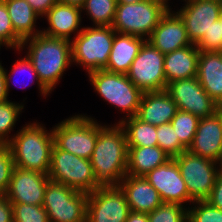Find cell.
I'll use <instances>...</instances> for the list:
<instances>
[{"label":"cell","instance_id":"4fadbf2b","mask_svg":"<svg viewBox=\"0 0 222 222\" xmlns=\"http://www.w3.org/2000/svg\"><path fill=\"white\" fill-rule=\"evenodd\" d=\"M165 91L178 110L190 112L199 119L211 116L221 108L202 88L197 77L171 81Z\"/></svg>","mask_w":222,"mask_h":222},{"label":"cell","instance_id":"d4e9b609","mask_svg":"<svg viewBox=\"0 0 222 222\" xmlns=\"http://www.w3.org/2000/svg\"><path fill=\"white\" fill-rule=\"evenodd\" d=\"M170 159L159 146L128 147L126 175L145 176Z\"/></svg>","mask_w":222,"mask_h":222},{"label":"cell","instance_id":"f1b7e54d","mask_svg":"<svg viewBox=\"0 0 222 222\" xmlns=\"http://www.w3.org/2000/svg\"><path fill=\"white\" fill-rule=\"evenodd\" d=\"M23 109L24 104L11 100L0 103V144H7L11 140L12 136L9 134L14 131Z\"/></svg>","mask_w":222,"mask_h":222},{"label":"cell","instance_id":"3957f363","mask_svg":"<svg viewBox=\"0 0 222 222\" xmlns=\"http://www.w3.org/2000/svg\"><path fill=\"white\" fill-rule=\"evenodd\" d=\"M46 129L43 123L34 121L12 135L7 144L15 166L48 174L54 137L52 129Z\"/></svg>","mask_w":222,"mask_h":222},{"label":"cell","instance_id":"9a60e30c","mask_svg":"<svg viewBox=\"0 0 222 222\" xmlns=\"http://www.w3.org/2000/svg\"><path fill=\"white\" fill-rule=\"evenodd\" d=\"M184 6L176 10L185 24L188 39L196 44L219 19L222 2L217 0H183Z\"/></svg>","mask_w":222,"mask_h":222},{"label":"cell","instance_id":"7dc6e473","mask_svg":"<svg viewBox=\"0 0 222 222\" xmlns=\"http://www.w3.org/2000/svg\"><path fill=\"white\" fill-rule=\"evenodd\" d=\"M220 169H221V171H222V161H221V163H220Z\"/></svg>","mask_w":222,"mask_h":222},{"label":"cell","instance_id":"f546056e","mask_svg":"<svg viewBox=\"0 0 222 222\" xmlns=\"http://www.w3.org/2000/svg\"><path fill=\"white\" fill-rule=\"evenodd\" d=\"M199 118L190 112L177 110L174 118L171 120L179 141L188 149L192 144L197 130Z\"/></svg>","mask_w":222,"mask_h":222},{"label":"cell","instance_id":"74e56055","mask_svg":"<svg viewBox=\"0 0 222 222\" xmlns=\"http://www.w3.org/2000/svg\"><path fill=\"white\" fill-rule=\"evenodd\" d=\"M195 45L199 51L222 52V30L219 20L213 22L208 33H205Z\"/></svg>","mask_w":222,"mask_h":222},{"label":"cell","instance_id":"603a6c76","mask_svg":"<svg viewBox=\"0 0 222 222\" xmlns=\"http://www.w3.org/2000/svg\"><path fill=\"white\" fill-rule=\"evenodd\" d=\"M146 39L115 32L107 71L126 74Z\"/></svg>","mask_w":222,"mask_h":222},{"label":"cell","instance_id":"8992f818","mask_svg":"<svg viewBox=\"0 0 222 222\" xmlns=\"http://www.w3.org/2000/svg\"><path fill=\"white\" fill-rule=\"evenodd\" d=\"M165 0L118 3L112 28L117 33L148 39L162 16L171 7Z\"/></svg>","mask_w":222,"mask_h":222},{"label":"cell","instance_id":"8d00e7d4","mask_svg":"<svg viewBox=\"0 0 222 222\" xmlns=\"http://www.w3.org/2000/svg\"><path fill=\"white\" fill-rule=\"evenodd\" d=\"M14 166L8 144H0V195H4L9 187Z\"/></svg>","mask_w":222,"mask_h":222},{"label":"cell","instance_id":"8fae6325","mask_svg":"<svg viewBox=\"0 0 222 222\" xmlns=\"http://www.w3.org/2000/svg\"><path fill=\"white\" fill-rule=\"evenodd\" d=\"M164 57L165 54L146 40L126 73L127 77L142 92L165 90Z\"/></svg>","mask_w":222,"mask_h":222},{"label":"cell","instance_id":"b9f144b4","mask_svg":"<svg viewBox=\"0 0 222 222\" xmlns=\"http://www.w3.org/2000/svg\"><path fill=\"white\" fill-rule=\"evenodd\" d=\"M6 68L2 66L0 62V103L8 101V93L6 89V78H5Z\"/></svg>","mask_w":222,"mask_h":222},{"label":"cell","instance_id":"30bf717a","mask_svg":"<svg viewBox=\"0 0 222 222\" xmlns=\"http://www.w3.org/2000/svg\"><path fill=\"white\" fill-rule=\"evenodd\" d=\"M185 181L190 197L194 201L206 200L220 172V163L192 154L188 150L174 157Z\"/></svg>","mask_w":222,"mask_h":222},{"label":"cell","instance_id":"f6af8a7d","mask_svg":"<svg viewBox=\"0 0 222 222\" xmlns=\"http://www.w3.org/2000/svg\"><path fill=\"white\" fill-rule=\"evenodd\" d=\"M145 0H117V3H137Z\"/></svg>","mask_w":222,"mask_h":222},{"label":"cell","instance_id":"83f0119b","mask_svg":"<svg viewBox=\"0 0 222 222\" xmlns=\"http://www.w3.org/2000/svg\"><path fill=\"white\" fill-rule=\"evenodd\" d=\"M117 0H86L82 12H86L93 26H112Z\"/></svg>","mask_w":222,"mask_h":222},{"label":"cell","instance_id":"5b68a950","mask_svg":"<svg viewBox=\"0 0 222 222\" xmlns=\"http://www.w3.org/2000/svg\"><path fill=\"white\" fill-rule=\"evenodd\" d=\"M87 75L94 91L107 103L124 112L125 116L118 123L136 116L143 92L126 74L101 69L89 72Z\"/></svg>","mask_w":222,"mask_h":222},{"label":"cell","instance_id":"60d3db41","mask_svg":"<svg viewBox=\"0 0 222 222\" xmlns=\"http://www.w3.org/2000/svg\"><path fill=\"white\" fill-rule=\"evenodd\" d=\"M31 7L43 17L57 2L58 0H26Z\"/></svg>","mask_w":222,"mask_h":222},{"label":"cell","instance_id":"6da1fadb","mask_svg":"<svg viewBox=\"0 0 222 222\" xmlns=\"http://www.w3.org/2000/svg\"><path fill=\"white\" fill-rule=\"evenodd\" d=\"M27 46V47H25ZM26 49L39 80L52 93L62 79L63 73L72 65L71 41L51 37L42 32L26 38L16 51Z\"/></svg>","mask_w":222,"mask_h":222},{"label":"cell","instance_id":"52a82bcc","mask_svg":"<svg viewBox=\"0 0 222 222\" xmlns=\"http://www.w3.org/2000/svg\"><path fill=\"white\" fill-rule=\"evenodd\" d=\"M48 177L76 191L89 194L102 185L96 180L91 161L52 147Z\"/></svg>","mask_w":222,"mask_h":222},{"label":"cell","instance_id":"7402d4cb","mask_svg":"<svg viewBox=\"0 0 222 222\" xmlns=\"http://www.w3.org/2000/svg\"><path fill=\"white\" fill-rule=\"evenodd\" d=\"M196 77L206 93L222 108V52L200 51Z\"/></svg>","mask_w":222,"mask_h":222},{"label":"cell","instance_id":"44dd1931","mask_svg":"<svg viewBox=\"0 0 222 222\" xmlns=\"http://www.w3.org/2000/svg\"><path fill=\"white\" fill-rule=\"evenodd\" d=\"M177 110L176 103L165 90L143 92L136 117L157 127L170 123Z\"/></svg>","mask_w":222,"mask_h":222},{"label":"cell","instance_id":"f35d334b","mask_svg":"<svg viewBox=\"0 0 222 222\" xmlns=\"http://www.w3.org/2000/svg\"><path fill=\"white\" fill-rule=\"evenodd\" d=\"M211 206L222 210V171L218 173L215 185L211 190L209 197L205 200Z\"/></svg>","mask_w":222,"mask_h":222},{"label":"cell","instance_id":"7a4b0ae2","mask_svg":"<svg viewBox=\"0 0 222 222\" xmlns=\"http://www.w3.org/2000/svg\"><path fill=\"white\" fill-rule=\"evenodd\" d=\"M96 180L102 186L119 185L126 176L128 146L126 134L119 123H99V134L91 156Z\"/></svg>","mask_w":222,"mask_h":222},{"label":"cell","instance_id":"4316f807","mask_svg":"<svg viewBox=\"0 0 222 222\" xmlns=\"http://www.w3.org/2000/svg\"><path fill=\"white\" fill-rule=\"evenodd\" d=\"M119 124L125 131L128 147L158 146L156 126L136 116L122 120Z\"/></svg>","mask_w":222,"mask_h":222},{"label":"cell","instance_id":"cb8c5ba5","mask_svg":"<svg viewBox=\"0 0 222 222\" xmlns=\"http://www.w3.org/2000/svg\"><path fill=\"white\" fill-rule=\"evenodd\" d=\"M200 51L195 44L165 54L164 71L167 84L196 77Z\"/></svg>","mask_w":222,"mask_h":222},{"label":"cell","instance_id":"9c48e42d","mask_svg":"<svg viewBox=\"0 0 222 222\" xmlns=\"http://www.w3.org/2000/svg\"><path fill=\"white\" fill-rule=\"evenodd\" d=\"M87 199L88 194L50 180L42 206L49 222H86Z\"/></svg>","mask_w":222,"mask_h":222},{"label":"cell","instance_id":"7bdbcfd3","mask_svg":"<svg viewBox=\"0 0 222 222\" xmlns=\"http://www.w3.org/2000/svg\"><path fill=\"white\" fill-rule=\"evenodd\" d=\"M125 222H149L147 213L130 211Z\"/></svg>","mask_w":222,"mask_h":222},{"label":"cell","instance_id":"ac0fdd59","mask_svg":"<svg viewBox=\"0 0 222 222\" xmlns=\"http://www.w3.org/2000/svg\"><path fill=\"white\" fill-rule=\"evenodd\" d=\"M147 41L163 54L192 45L183 20L171 7L162 16Z\"/></svg>","mask_w":222,"mask_h":222},{"label":"cell","instance_id":"836d02e7","mask_svg":"<svg viewBox=\"0 0 222 222\" xmlns=\"http://www.w3.org/2000/svg\"><path fill=\"white\" fill-rule=\"evenodd\" d=\"M22 39L15 33L7 7L0 1V43L6 48L19 49Z\"/></svg>","mask_w":222,"mask_h":222},{"label":"cell","instance_id":"d590c367","mask_svg":"<svg viewBox=\"0 0 222 222\" xmlns=\"http://www.w3.org/2000/svg\"><path fill=\"white\" fill-rule=\"evenodd\" d=\"M192 204L188 206L187 222H222L221 209L211 206L205 200L194 201Z\"/></svg>","mask_w":222,"mask_h":222},{"label":"cell","instance_id":"e575fe53","mask_svg":"<svg viewBox=\"0 0 222 222\" xmlns=\"http://www.w3.org/2000/svg\"><path fill=\"white\" fill-rule=\"evenodd\" d=\"M13 222H49L47 211L42 205L11 203Z\"/></svg>","mask_w":222,"mask_h":222},{"label":"cell","instance_id":"d6986e66","mask_svg":"<svg viewBox=\"0 0 222 222\" xmlns=\"http://www.w3.org/2000/svg\"><path fill=\"white\" fill-rule=\"evenodd\" d=\"M82 10L79 7L57 2L42 18L46 17L48 28L41 30L45 35L72 40L82 30ZM82 27V28H80ZM76 33V34H75Z\"/></svg>","mask_w":222,"mask_h":222},{"label":"cell","instance_id":"1f68e13d","mask_svg":"<svg viewBox=\"0 0 222 222\" xmlns=\"http://www.w3.org/2000/svg\"><path fill=\"white\" fill-rule=\"evenodd\" d=\"M147 216L149 222H187L188 207L180 204L162 203Z\"/></svg>","mask_w":222,"mask_h":222},{"label":"cell","instance_id":"277c9868","mask_svg":"<svg viewBox=\"0 0 222 222\" xmlns=\"http://www.w3.org/2000/svg\"><path fill=\"white\" fill-rule=\"evenodd\" d=\"M112 26H86L71 40L72 63L85 68L86 73L107 66L114 40Z\"/></svg>","mask_w":222,"mask_h":222},{"label":"cell","instance_id":"7c38bea8","mask_svg":"<svg viewBox=\"0 0 222 222\" xmlns=\"http://www.w3.org/2000/svg\"><path fill=\"white\" fill-rule=\"evenodd\" d=\"M130 208L119 185L101 186L88 194L86 222H125Z\"/></svg>","mask_w":222,"mask_h":222},{"label":"cell","instance_id":"4dcf8cb0","mask_svg":"<svg viewBox=\"0 0 222 222\" xmlns=\"http://www.w3.org/2000/svg\"><path fill=\"white\" fill-rule=\"evenodd\" d=\"M156 133L158 146L171 158H174L187 150V148L179 141L171 123H164L157 126Z\"/></svg>","mask_w":222,"mask_h":222},{"label":"cell","instance_id":"2e32d148","mask_svg":"<svg viewBox=\"0 0 222 222\" xmlns=\"http://www.w3.org/2000/svg\"><path fill=\"white\" fill-rule=\"evenodd\" d=\"M49 181L48 174L14 166L10 184L4 196L11 203L42 205Z\"/></svg>","mask_w":222,"mask_h":222},{"label":"cell","instance_id":"5bb4252c","mask_svg":"<svg viewBox=\"0 0 222 222\" xmlns=\"http://www.w3.org/2000/svg\"><path fill=\"white\" fill-rule=\"evenodd\" d=\"M144 177L157 190L163 203L183 206L191 203L189 204L191 206L194 202L188 193L185 181L174 158L158 166Z\"/></svg>","mask_w":222,"mask_h":222},{"label":"cell","instance_id":"484cf974","mask_svg":"<svg viewBox=\"0 0 222 222\" xmlns=\"http://www.w3.org/2000/svg\"><path fill=\"white\" fill-rule=\"evenodd\" d=\"M15 33L22 39L36 36L41 30L36 29L40 15L26 0H4Z\"/></svg>","mask_w":222,"mask_h":222},{"label":"cell","instance_id":"e0dca14e","mask_svg":"<svg viewBox=\"0 0 222 222\" xmlns=\"http://www.w3.org/2000/svg\"><path fill=\"white\" fill-rule=\"evenodd\" d=\"M187 150L192 154L221 163L222 108L211 116L199 119L194 139Z\"/></svg>","mask_w":222,"mask_h":222},{"label":"cell","instance_id":"d6a6232c","mask_svg":"<svg viewBox=\"0 0 222 222\" xmlns=\"http://www.w3.org/2000/svg\"><path fill=\"white\" fill-rule=\"evenodd\" d=\"M9 71L6 70L5 72V78H6V89H7V93L9 95V91L11 90L10 89V86H11V82H12V76L16 75V73H26L28 72L30 74V77H31V80L32 82L34 83H37L38 84V88H39V93L40 95H42L43 97L47 98L48 95H50L49 93H51L43 84L42 82L39 80L38 78V75H37V72L35 71L34 67H33V64L31 62V60L27 57V55H25V57L23 56L22 58H20L19 60H17L12 68H11V71L10 73H8ZM21 76V75H20ZM36 80V81H35ZM15 82L14 84L16 85V81H13ZM22 85V84H21ZM20 86V85H19ZM28 86V85H26ZM24 87V86H23ZM25 88V87H24Z\"/></svg>","mask_w":222,"mask_h":222},{"label":"cell","instance_id":"ab89813d","mask_svg":"<svg viewBox=\"0 0 222 222\" xmlns=\"http://www.w3.org/2000/svg\"><path fill=\"white\" fill-rule=\"evenodd\" d=\"M0 222H13V207L4 195H0Z\"/></svg>","mask_w":222,"mask_h":222},{"label":"cell","instance_id":"ffe728a7","mask_svg":"<svg viewBox=\"0 0 222 222\" xmlns=\"http://www.w3.org/2000/svg\"><path fill=\"white\" fill-rule=\"evenodd\" d=\"M119 186L126 195L130 211L148 214L163 203L157 190L144 176L126 175Z\"/></svg>","mask_w":222,"mask_h":222},{"label":"cell","instance_id":"bcb514c9","mask_svg":"<svg viewBox=\"0 0 222 222\" xmlns=\"http://www.w3.org/2000/svg\"><path fill=\"white\" fill-rule=\"evenodd\" d=\"M219 22L221 23V30H222V8H221V11H220V14H219Z\"/></svg>","mask_w":222,"mask_h":222},{"label":"cell","instance_id":"ba28073f","mask_svg":"<svg viewBox=\"0 0 222 222\" xmlns=\"http://www.w3.org/2000/svg\"><path fill=\"white\" fill-rule=\"evenodd\" d=\"M86 114L72 115L52 127L54 144L76 156L91 159L97 137L99 123Z\"/></svg>","mask_w":222,"mask_h":222},{"label":"cell","instance_id":"ee69618b","mask_svg":"<svg viewBox=\"0 0 222 222\" xmlns=\"http://www.w3.org/2000/svg\"><path fill=\"white\" fill-rule=\"evenodd\" d=\"M86 0H58V2L63 4H68L71 6H76L82 8Z\"/></svg>","mask_w":222,"mask_h":222}]
</instances>
